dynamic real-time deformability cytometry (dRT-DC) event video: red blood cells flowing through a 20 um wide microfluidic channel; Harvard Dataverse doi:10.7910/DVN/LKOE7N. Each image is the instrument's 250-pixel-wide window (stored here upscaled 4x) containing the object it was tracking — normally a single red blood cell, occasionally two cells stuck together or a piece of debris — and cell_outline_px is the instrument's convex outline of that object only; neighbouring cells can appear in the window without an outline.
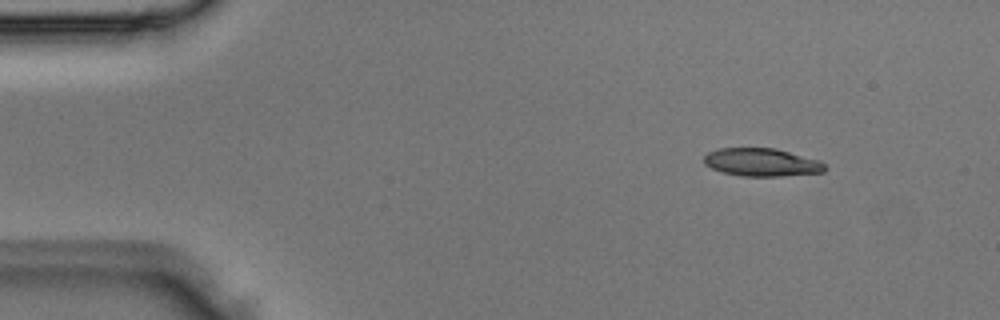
{"species": "Egyptian fruit bat (a non-hibernating species)", "species_latin": "Rousettus aegyptiacus", "temperature_condition": "room temperature", "stored_images_in_passage": 3, "camera_frame_rate_fps": 3000, "um_per_image_px": 0.085, "animal": {"sex": "male"}, "frame": {"image": 1, "passage_image": 1, "time_ms": 0.0, "image_size_px": [1000, 320], "cell_outline_px": [[828, 168], [824, 172], [780, 176], [740, 176], [720, 172], [704, 164], [704, 156], [708, 152], [720, 148], [776, 148], [820, 160]], "centroid_in_image_um": [64.75, 13.8], "position_along_channel_um": 20.3, "area_um2": 19.88}}